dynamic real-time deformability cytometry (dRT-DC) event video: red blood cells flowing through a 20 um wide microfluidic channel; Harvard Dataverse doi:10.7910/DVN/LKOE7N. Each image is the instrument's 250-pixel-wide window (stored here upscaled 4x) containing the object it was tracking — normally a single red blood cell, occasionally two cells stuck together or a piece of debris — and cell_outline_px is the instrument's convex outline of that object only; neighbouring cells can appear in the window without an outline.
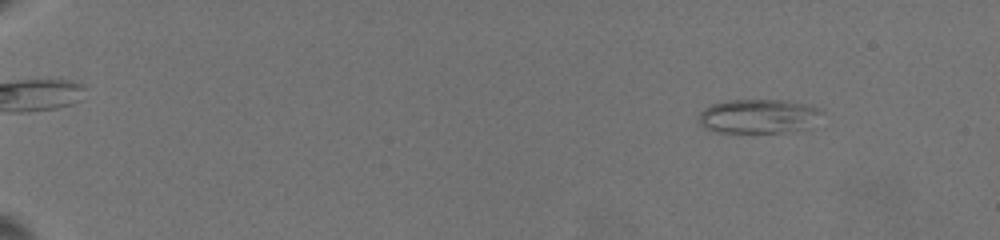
{"species": "common noctule bat (a hibernating species)", "species_latin": "Nyctalus noctula", "temperature_condition": "warm", "stored_images_in_passage": 26, "camera_frame_rate_fps": 3000, "um_per_image_px": 0.085, "animal": {"sex": "female", "body_mass_g": 19.5, "forearm_length_mm": 54.1}, "frame": {"image": 1, "passage_image": 4, "time_ms": 2.0, "image_size_px": [1000, 240], "cell_outline_px": [[824, 112], [812, 128], [780, 132], [716, 132], [704, 128], [700, 124], [696, 116], [704, 108], [712, 104], [728, 100], [788, 100], [820, 108]], "centroid_in_image_um": [64.48, 9.88], "position_along_channel_um": 20.5, "area_um2": 24.91}}
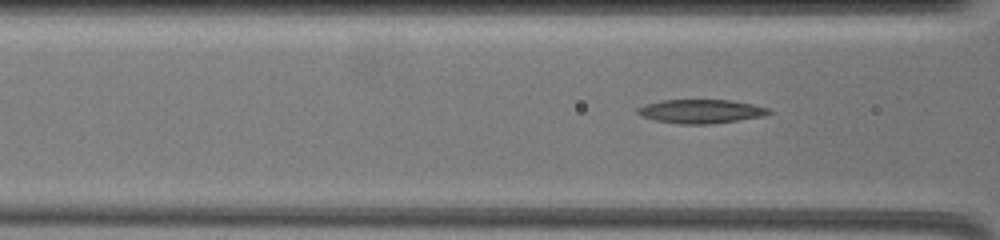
{"frame": {"image": 2, "passage_image": 18, "time_ms": 9.0, "image_size_px": [1000, 240], "cell_outline_px": [[772, 112], [764, 116], [712, 124], [680, 124], [656, 120], [640, 116], [636, 112], [636, 108], [644, 104], [660, 100], [732, 100], [752, 104], [768, 108]], "centroid_in_image_um": [59.54, 9.46], "position_along_channel_um": 107.1, "area_um2": 18.32}}
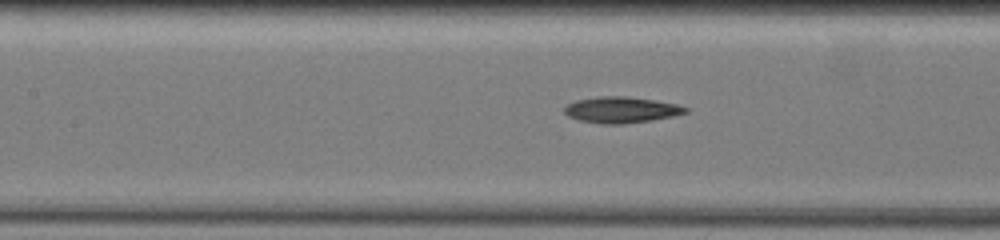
{"frame": {"image": 3, "passage_image": 23, "time_ms": 10.333, "image_size_px": [1000, 240], "cell_outline_px": [[688, 112], [672, 116], [652, 120], [624, 124], [600, 124], [580, 120], [568, 116], [564, 112], [564, 108], [568, 104], [576, 100], [596, 96], [628, 96], [676, 104], [688, 108]], "centroid_in_image_um": [52.78, 9.33], "position_along_channel_um": 154.6, "area_um2": 18.38}}